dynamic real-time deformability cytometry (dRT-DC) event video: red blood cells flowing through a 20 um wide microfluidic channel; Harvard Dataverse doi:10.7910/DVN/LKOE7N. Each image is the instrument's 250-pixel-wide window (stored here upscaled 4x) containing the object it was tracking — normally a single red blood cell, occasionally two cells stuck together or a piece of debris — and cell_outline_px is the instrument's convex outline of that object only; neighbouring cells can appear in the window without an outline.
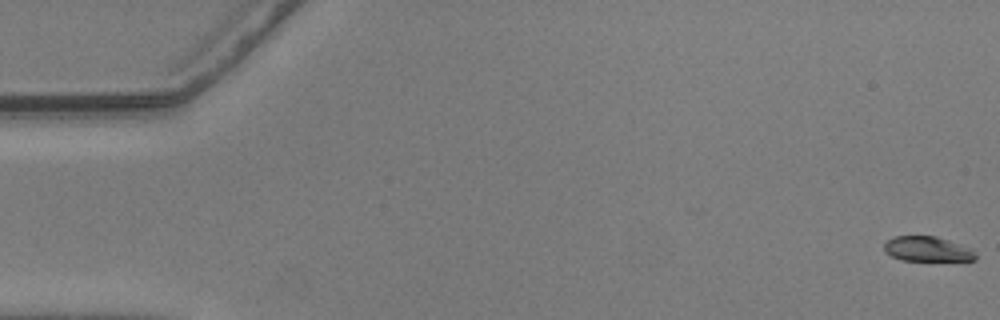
{"species": "common noctule bat (a hibernating species)", "species_latin": "Nyctalus noctula", "temperature_condition": "warm", "stored_images_in_passage": 16, "camera_frame_rate_fps": 3000, "um_per_image_px": 0.085, "animal": {"sex": "male", "body_mass_g": 20.5, "forearm_length_mm": 52.5}, "frame": {"image": 1, "passage_image": 1, "time_ms": 0.0, "image_size_px": [1000, 320], "cell_outline_px": [[976, 260], [900, 260], [884, 252], [884, 244], [888, 240], [896, 236], [936, 236], [972, 248], [976, 256]], "centroid_in_image_um": [78.82, 21.16], "position_along_channel_um": 6.2, "area_um2": 13.18}}